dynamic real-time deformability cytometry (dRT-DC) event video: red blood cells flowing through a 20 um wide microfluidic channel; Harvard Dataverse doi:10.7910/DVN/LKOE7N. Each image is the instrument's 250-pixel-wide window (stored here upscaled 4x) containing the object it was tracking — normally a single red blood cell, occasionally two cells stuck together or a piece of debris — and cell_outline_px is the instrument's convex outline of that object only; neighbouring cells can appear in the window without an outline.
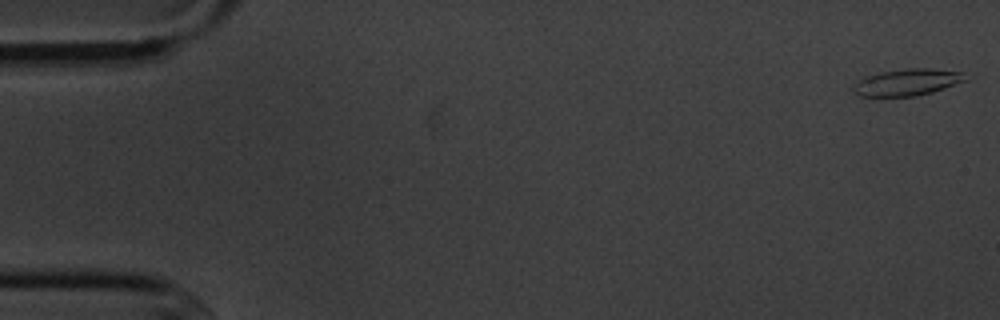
{"species": "common noctule bat (a hibernating species)", "species_latin": "Nyctalus noctula", "temperature_condition": "cold", "stored_images_in_passage": 6, "camera_frame_rate_fps": 3000, "um_per_image_px": 0.085, "animal": {"sex": "male", "body_mass_g": 20.1, "forearm_length_mm": 53.5}, "frame": {"image": 1, "passage_image": 1, "time_ms": 0.0, "image_size_px": [1000, 320], "cell_outline_px": [[968, 80], [932, 92], [916, 96], [856, 96], [852, 88], [864, 76], [880, 72], [904, 68], [928, 68], [964, 72]], "centroid_in_image_um": [77.12, 6.98], "position_along_channel_um": 7.9, "area_um2": 17.51}}
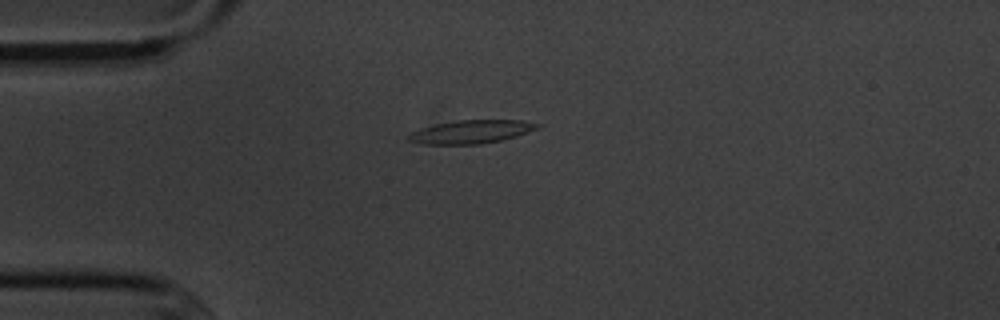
{"frame": {"image": 2, "passage_image": 4, "time_ms": 4.333, "image_size_px": [1000, 320], "cell_outline_px": [[540, 128], [516, 136], [500, 140], [480, 144], [424, 144], [408, 140], [408, 136], [412, 132], [420, 128], [436, 124], [460, 120], [520, 120], [540, 124]], "centroid_in_image_um": [40.07, 11.2], "position_along_channel_um": 44.9, "area_um2": 17.28}}
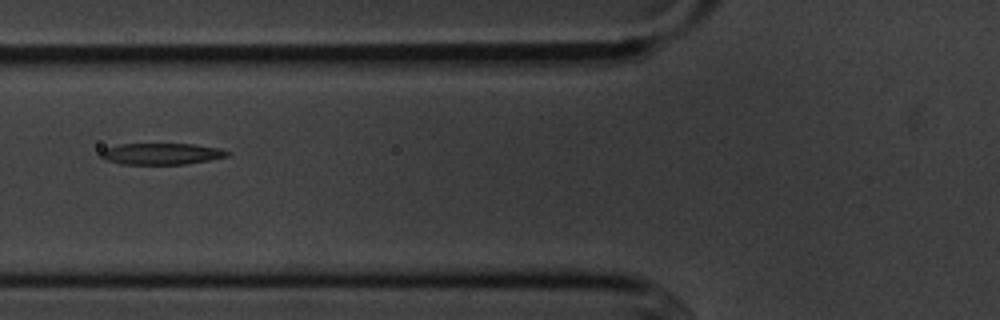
{"frame": {"image": 3, "passage_image": 6, "time_ms": 6.667, "image_size_px": [1000, 320], "cell_outline_px": [[232, 152], [228, 156], [208, 160], [184, 164], [120, 164], [104, 160], [100, 156], [100, 152], [104, 148], [116, 144], [192, 144], [220, 148]], "centroid_in_image_um": [13.68, 13.07], "position_along_channel_um": 112.1, "area_um2": 15.9}}